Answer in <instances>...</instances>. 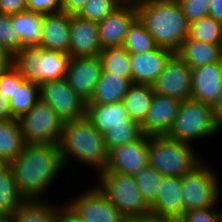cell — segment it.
Masks as SVG:
<instances>
[{"label":"cell","instance_id":"681fc988","mask_svg":"<svg viewBox=\"0 0 222 222\" xmlns=\"http://www.w3.org/2000/svg\"><path fill=\"white\" fill-rule=\"evenodd\" d=\"M0 222H14L12 214H0Z\"/></svg>","mask_w":222,"mask_h":222},{"label":"cell","instance_id":"4dcf8cb0","mask_svg":"<svg viewBox=\"0 0 222 222\" xmlns=\"http://www.w3.org/2000/svg\"><path fill=\"white\" fill-rule=\"evenodd\" d=\"M40 99V85L24 81L9 100L12 118L19 119Z\"/></svg>","mask_w":222,"mask_h":222},{"label":"cell","instance_id":"bcb514c9","mask_svg":"<svg viewBox=\"0 0 222 222\" xmlns=\"http://www.w3.org/2000/svg\"><path fill=\"white\" fill-rule=\"evenodd\" d=\"M12 119L11 109L9 107V99L0 92V121Z\"/></svg>","mask_w":222,"mask_h":222},{"label":"cell","instance_id":"c3c4849f","mask_svg":"<svg viewBox=\"0 0 222 222\" xmlns=\"http://www.w3.org/2000/svg\"><path fill=\"white\" fill-rule=\"evenodd\" d=\"M212 111L215 123L222 132V94L219 96L216 103L212 106Z\"/></svg>","mask_w":222,"mask_h":222},{"label":"cell","instance_id":"5b68a950","mask_svg":"<svg viewBox=\"0 0 222 222\" xmlns=\"http://www.w3.org/2000/svg\"><path fill=\"white\" fill-rule=\"evenodd\" d=\"M149 165L163 176L183 177L203 161L195 147L168 138L148 137Z\"/></svg>","mask_w":222,"mask_h":222},{"label":"cell","instance_id":"2e32d148","mask_svg":"<svg viewBox=\"0 0 222 222\" xmlns=\"http://www.w3.org/2000/svg\"><path fill=\"white\" fill-rule=\"evenodd\" d=\"M101 72L99 56L71 57L65 78L69 86L88 103Z\"/></svg>","mask_w":222,"mask_h":222},{"label":"cell","instance_id":"4fadbf2b","mask_svg":"<svg viewBox=\"0 0 222 222\" xmlns=\"http://www.w3.org/2000/svg\"><path fill=\"white\" fill-rule=\"evenodd\" d=\"M137 18L134 1L122 2L109 15L97 23L101 49L122 47L129 26Z\"/></svg>","mask_w":222,"mask_h":222},{"label":"cell","instance_id":"b9f144b4","mask_svg":"<svg viewBox=\"0 0 222 222\" xmlns=\"http://www.w3.org/2000/svg\"><path fill=\"white\" fill-rule=\"evenodd\" d=\"M55 222H84L81 217L66 203L57 204Z\"/></svg>","mask_w":222,"mask_h":222},{"label":"cell","instance_id":"d6a6232c","mask_svg":"<svg viewBox=\"0 0 222 222\" xmlns=\"http://www.w3.org/2000/svg\"><path fill=\"white\" fill-rule=\"evenodd\" d=\"M133 177L143 199L150 206L156 199L164 176L148 165Z\"/></svg>","mask_w":222,"mask_h":222},{"label":"cell","instance_id":"cb8c5ba5","mask_svg":"<svg viewBox=\"0 0 222 222\" xmlns=\"http://www.w3.org/2000/svg\"><path fill=\"white\" fill-rule=\"evenodd\" d=\"M131 84L126 78L102 71L94 94L87 104H108L123 101Z\"/></svg>","mask_w":222,"mask_h":222},{"label":"cell","instance_id":"7c38bea8","mask_svg":"<svg viewBox=\"0 0 222 222\" xmlns=\"http://www.w3.org/2000/svg\"><path fill=\"white\" fill-rule=\"evenodd\" d=\"M153 92L180 101L191 99V68L174 54L152 84Z\"/></svg>","mask_w":222,"mask_h":222},{"label":"cell","instance_id":"8d00e7d4","mask_svg":"<svg viewBox=\"0 0 222 222\" xmlns=\"http://www.w3.org/2000/svg\"><path fill=\"white\" fill-rule=\"evenodd\" d=\"M0 44L12 55L23 47L12 25L11 15L0 14Z\"/></svg>","mask_w":222,"mask_h":222},{"label":"cell","instance_id":"7402d4cb","mask_svg":"<svg viewBox=\"0 0 222 222\" xmlns=\"http://www.w3.org/2000/svg\"><path fill=\"white\" fill-rule=\"evenodd\" d=\"M86 117L101 134L109 131L111 127L140 125L131 119L122 101L87 104Z\"/></svg>","mask_w":222,"mask_h":222},{"label":"cell","instance_id":"d4e9b609","mask_svg":"<svg viewBox=\"0 0 222 222\" xmlns=\"http://www.w3.org/2000/svg\"><path fill=\"white\" fill-rule=\"evenodd\" d=\"M42 14L22 11L12 14V25L23 47H38L42 41Z\"/></svg>","mask_w":222,"mask_h":222},{"label":"cell","instance_id":"7dc6e473","mask_svg":"<svg viewBox=\"0 0 222 222\" xmlns=\"http://www.w3.org/2000/svg\"><path fill=\"white\" fill-rule=\"evenodd\" d=\"M13 55L0 44V71L12 65Z\"/></svg>","mask_w":222,"mask_h":222},{"label":"cell","instance_id":"9c48e42d","mask_svg":"<svg viewBox=\"0 0 222 222\" xmlns=\"http://www.w3.org/2000/svg\"><path fill=\"white\" fill-rule=\"evenodd\" d=\"M18 120L25 144L59 145L64 121L41 99Z\"/></svg>","mask_w":222,"mask_h":222},{"label":"cell","instance_id":"f5cc1de1","mask_svg":"<svg viewBox=\"0 0 222 222\" xmlns=\"http://www.w3.org/2000/svg\"><path fill=\"white\" fill-rule=\"evenodd\" d=\"M220 219H221L220 222H222V210H220Z\"/></svg>","mask_w":222,"mask_h":222},{"label":"cell","instance_id":"484cf974","mask_svg":"<svg viewBox=\"0 0 222 222\" xmlns=\"http://www.w3.org/2000/svg\"><path fill=\"white\" fill-rule=\"evenodd\" d=\"M19 120L16 118L0 121V159L11 164L25 147Z\"/></svg>","mask_w":222,"mask_h":222},{"label":"cell","instance_id":"30bf717a","mask_svg":"<svg viewBox=\"0 0 222 222\" xmlns=\"http://www.w3.org/2000/svg\"><path fill=\"white\" fill-rule=\"evenodd\" d=\"M40 99L64 122L86 116L87 102L69 86L66 78L42 83Z\"/></svg>","mask_w":222,"mask_h":222},{"label":"cell","instance_id":"836d02e7","mask_svg":"<svg viewBox=\"0 0 222 222\" xmlns=\"http://www.w3.org/2000/svg\"><path fill=\"white\" fill-rule=\"evenodd\" d=\"M191 39L220 45L222 37V24L211 16H205L200 20L190 24Z\"/></svg>","mask_w":222,"mask_h":222},{"label":"cell","instance_id":"60d3db41","mask_svg":"<svg viewBox=\"0 0 222 222\" xmlns=\"http://www.w3.org/2000/svg\"><path fill=\"white\" fill-rule=\"evenodd\" d=\"M27 11L42 15L62 11V0H27Z\"/></svg>","mask_w":222,"mask_h":222},{"label":"cell","instance_id":"d590c367","mask_svg":"<svg viewBox=\"0 0 222 222\" xmlns=\"http://www.w3.org/2000/svg\"><path fill=\"white\" fill-rule=\"evenodd\" d=\"M120 4L119 0H88L77 15L91 22L99 23Z\"/></svg>","mask_w":222,"mask_h":222},{"label":"cell","instance_id":"52a82bcc","mask_svg":"<svg viewBox=\"0 0 222 222\" xmlns=\"http://www.w3.org/2000/svg\"><path fill=\"white\" fill-rule=\"evenodd\" d=\"M221 130L213 118L212 107L189 99L181 101L168 138L192 145V141L211 138Z\"/></svg>","mask_w":222,"mask_h":222},{"label":"cell","instance_id":"f546056e","mask_svg":"<svg viewBox=\"0 0 222 222\" xmlns=\"http://www.w3.org/2000/svg\"><path fill=\"white\" fill-rule=\"evenodd\" d=\"M26 201L18 191L15 177L10 168L0 175V214H14Z\"/></svg>","mask_w":222,"mask_h":222},{"label":"cell","instance_id":"ac0fdd59","mask_svg":"<svg viewBox=\"0 0 222 222\" xmlns=\"http://www.w3.org/2000/svg\"><path fill=\"white\" fill-rule=\"evenodd\" d=\"M222 94V61L191 69V99L213 106Z\"/></svg>","mask_w":222,"mask_h":222},{"label":"cell","instance_id":"ab89813d","mask_svg":"<svg viewBox=\"0 0 222 222\" xmlns=\"http://www.w3.org/2000/svg\"><path fill=\"white\" fill-rule=\"evenodd\" d=\"M217 208L218 206L187 211L177 222H220V209Z\"/></svg>","mask_w":222,"mask_h":222},{"label":"cell","instance_id":"e0dca14e","mask_svg":"<svg viewBox=\"0 0 222 222\" xmlns=\"http://www.w3.org/2000/svg\"><path fill=\"white\" fill-rule=\"evenodd\" d=\"M181 101L154 93L142 132L147 137L167 136L172 129Z\"/></svg>","mask_w":222,"mask_h":222},{"label":"cell","instance_id":"6da1fadb","mask_svg":"<svg viewBox=\"0 0 222 222\" xmlns=\"http://www.w3.org/2000/svg\"><path fill=\"white\" fill-rule=\"evenodd\" d=\"M9 168L26 200H44L42 196L66 169L59 145L47 144H26Z\"/></svg>","mask_w":222,"mask_h":222},{"label":"cell","instance_id":"f907efd6","mask_svg":"<svg viewBox=\"0 0 222 222\" xmlns=\"http://www.w3.org/2000/svg\"><path fill=\"white\" fill-rule=\"evenodd\" d=\"M125 222H161L157 221L152 217L145 218V219H132V220H126Z\"/></svg>","mask_w":222,"mask_h":222},{"label":"cell","instance_id":"ba28073f","mask_svg":"<svg viewBox=\"0 0 222 222\" xmlns=\"http://www.w3.org/2000/svg\"><path fill=\"white\" fill-rule=\"evenodd\" d=\"M204 161L190 173L181 177L184 213L190 210L215 207L221 203L218 172L207 165V161Z\"/></svg>","mask_w":222,"mask_h":222},{"label":"cell","instance_id":"f6af8a7d","mask_svg":"<svg viewBox=\"0 0 222 222\" xmlns=\"http://www.w3.org/2000/svg\"><path fill=\"white\" fill-rule=\"evenodd\" d=\"M208 15L222 24V0H210Z\"/></svg>","mask_w":222,"mask_h":222},{"label":"cell","instance_id":"ee69618b","mask_svg":"<svg viewBox=\"0 0 222 222\" xmlns=\"http://www.w3.org/2000/svg\"><path fill=\"white\" fill-rule=\"evenodd\" d=\"M88 0H62V11L69 15H77Z\"/></svg>","mask_w":222,"mask_h":222},{"label":"cell","instance_id":"8992f818","mask_svg":"<svg viewBox=\"0 0 222 222\" xmlns=\"http://www.w3.org/2000/svg\"><path fill=\"white\" fill-rule=\"evenodd\" d=\"M96 176L98 183L95 185L126 220L151 217L150 206L143 199L133 176L102 172Z\"/></svg>","mask_w":222,"mask_h":222},{"label":"cell","instance_id":"f35d334b","mask_svg":"<svg viewBox=\"0 0 222 222\" xmlns=\"http://www.w3.org/2000/svg\"><path fill=\"white\" fill-rule=\"evenodd\" d=\"M189 24L208 16L210 0H177Z\"/></svg>","mask_w":222,"mask_h":222},{"label":"cell","instance_id":"44dd1931","mask_svg":"<svg viewBox=\"0 0 222 222\" xmlns=\"http://www.w3.org/2000/svg\"><path fill=\"white\" fill-rule=\"evenodd\" d=\"M70 15L61 11L43 16L42 41L38 47L69 52L70 44Z\"/></svg>","mask_w":222,"mask_h":222},{"label":"cell","instance_id":"e575fe53","mask_svg":"<svg viewBox=\"0 0 222 222\" xmlns=\"http://www.w3.org/2000/svg\"><path fill=\"white\" fill-rule=\"evenodd\" d=\"M141 125L111 127L104 133L105 145L108 151L114 147L139 140L143 136Z\"/></svg>","mask_w":222,"mask_h":222},{"label":"cell","instance_id":"83f0119b","mask_svg":"<svg viewBox=\"0 0 222 222\" xmlns=\"http://www.w3.org/2000/svg\"><path fill=\"white\" fill-rule=\"evenodd\" d=\"M55 204L48 199L26 200L13 214L14 222H55Z\"/></svg>","mask_w":222,"mask_h":222},{"label":"cell","instance_id":"603a6c76","mask_svg":"<svg viewBox=\"0 0 222 222\" xmlns=\"http://www.w3.org/2000/svg\"><path fill=\"white\" fill-rule=\"evenodd\" d=\"M175 54L193 69L222 61V46L191 39L188 36Z\"/></svg>","mask_w":222,"mask_h":222},{"label":"cell","instance_id":"db71d44e","mask_svg":"<svg viewBox=\"0 0 222 222\" xmlns=\"http://www.w3.org/2000/svg\"><path fill=\"white\" fill-rule=\"evenodd\" d=\"M126 1H134V2H136L138 0H122V2H126Z\"/></svg>","mask_w":222,"mask_h":222},{"label":"cell","instance_id":"5bb4252c","mask_svg":"<svg viewBox=\"0 0 222 222\" xmlns=\"http://www.w3.org/2000/svg\"><path fill=\"white\" fill-rule=\"evenodd\" d=\"M149 165L148 137L114 147L109 151L106 170L102 173H122L136 175Z\"/></svg>","mask_w":222,"mask_h":222},{"label":"cell","instance_id":"9a60e30c","mask_svg":"<svg viewBox=\"0 0 222 222\" xmlns=\"http://www.w3.org/2000/svg\"><path fill=\"white\" fill-rule=\"evenodd\" d=\"M150 213L161 222H177L183 216L181 177H163L156 199L150 205Z\"/></svg>","mask_w":222,"mask_h":222},{"label":"cell","instance_id":"4316f807","mask_svg":"<svg viewBox=\"0 0 222 222\" xmlns=\"http://www.w3.org/2000/svg\"><path fill=\"white\" fill-rule=\"evenodd\" d=\"M152 85L132 83L127 94L123 98L125 109L131 119L138 124H142L149 111L153 98Z\"/></svg>","mask_w":222,"mask_h":222},{"label":"cell","instance_id":"7a4b0ae2","mask_svg":"<svg viewBox=\"0 0 222 222\" xmlns=\"http://www.w3.org/2000/svg\"><path fill=\"white\" fill-rule=\"evenodd\" d=\"M137 17L156 45L174 54L190 34V24L177 0H138Z\"/></svg>","mask_w":222,"mask_h":222},{"label":"cell","instance_id":"3957f363","mask_svg":"<svg viewBox=\"0 0 222 222\" xmlns=\"http://www.w3.org/2000/svg\"><path fill=\"white\" fill-rule=\"evenodd\" d=\"M59 147L65 168L74 159L78 164L93 167L94 171H98L96 174L106 170L109 151L105 145L104 134H101L86 116L64 122Z\"/></svg>","mask_w":222,"mask_h":222},{"label":"cell","instance_id":"74e56055","mask_svg":"<svg viewBox=\"0 0 222 222\" xmlns=\"http://www.w3.org/2000/svg\"><path fill=\"white\" fill-rule=\"evenodd\" d=\"M25 79L19 74L18 70L11 65L9 68L0 71V92L7 99H11Z\"/></svg>","mask_w":222,"mask_h":222},{"label":"cell","instance_id":"277c9868","mask_svg":"<svg viewBox=\"0 0 222 222\" xmlns=\"http://www.w3.org/2000/svg\"><path fill=\"white\" fill-rule=\"evenodd\" d=\"M71 56L41 47H22L13 55L12 65L25 81L41 85L66 77Z\"/></svg>","mask_w":222,"mask_h":222},{"label":"cell","instance_id":"816d5d0a","mask_svg":"<svg viewBox=\"0 0 222 222\" xmlns=\"http://www.w3.org/2000/svg\"><path fill=\"white\" fill-rule=\"evenodd\" d=\"M8 168L9 165L4 160L0 159V175L3 174Z\"/></svg>","mask_w":222,"mask_h":222},{"label":"cell","instance_id":"d6986e66","mask_svg":"<svg viewBox=\"0 0 222 222\" xmlns=\"http://www.w3.org/2000/svg\"><path fill=\"white\" fill-rule=\"evenodd\" d=\"M70 44L68 54L71 57L99 56L102 51L98 36L97 23L70 15Z\"/></svg>","mask_w":222,"mask_h":222},{"label":"cell","instance_id":"7bdbcfd3","mask_svg":"<svg viewBox=\"0 0 222 222\" xmlns=\"http://www.w3.org/2000/svg\"><path fill=\"white\" fill-rule=\"evenodd\" d=\"M27 10V0H0V14L12 15Z\"/></svg>","mask_w":222,"mask_h":222},{"label":"cell","instance_id":"1f68e13d","mask_svg":"<svg viewBox=\"0 0 222 222\" xmlns=\"http://www.w3.org/2000/svg\"><path fill=\"white\" fill-rule=\"evenodd\" d=\"M123 47L129 53H145L156 49L158 46L137 17L129 26Z\"/></svg>","mask_w":222,"mask_h":222},{"label":"cell","instance_id":"f1b7e54d","mask_svg":"<svg viewBox=\"0 0 222 222\" xmlns=\"http://www.w3.org/2000/svg\"><path fill=\"white\" fill-rule=\"evenodd\" d=\"M99 58L102 71L126 78L132 83L130 53L123 46L103 49Z\"/></svg>","mask_w":222,"mask_h":222},{"label":"cell","instance_id":"ffe728a7","mask_svg":"<svg viewBox=\"0 0 222 222\" xmlns=\"http://www.w3.org/2000/svg\"><path fill=\"white\" fill-rule=\"evenodd\" d=\"M173 55L161 47L145 53H130L132 83L152 85Z\"/></svg>","mask_w":222,"mask_h":222},{"label":"cell","instance_id":"8fae6325","mask_svg":"<svg viewBox=\"0 0 222 222\" xmlns=\"http://www.w3.org/2000/svg\"><path fill=\"white\" fill-rule=\"evenodd\" d=\"M85 189L66 203L84 222H125L120 211L106 198L98 187Z\"/></svg>","mask_w":222,"mask_h":222}]
</instances>
